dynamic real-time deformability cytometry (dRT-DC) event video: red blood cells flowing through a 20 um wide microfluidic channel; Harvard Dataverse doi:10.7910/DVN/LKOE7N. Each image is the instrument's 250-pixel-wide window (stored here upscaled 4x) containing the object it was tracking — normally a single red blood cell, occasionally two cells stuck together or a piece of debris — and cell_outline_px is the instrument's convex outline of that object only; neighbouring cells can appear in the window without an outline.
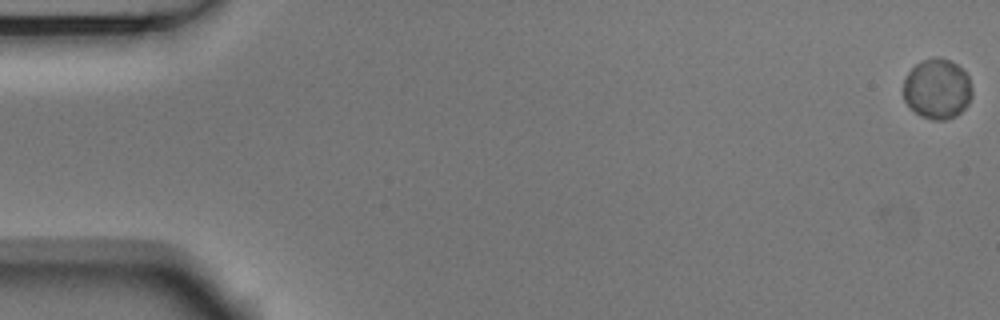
{"species": "Egyptian fruit bat (a non-hibernating species)", "species_latin": "Rousettus aegyptiacus", "temperature_condition": "room temperature", "stored_images_in_passage": 14, "camera_frame_rate_fps": 3000, "um_per_image_px": 0.085, "animal": {"sex": "male"}, "frame": {"image": 1, "passage_image": 1, "time_ms": 0.0, "image_size_px": [1000, 320], "cell_outline_px": [[972, 96], [968, 104], [956, 116], [944, 120], [936, 120], [920, 116], [904, 100], [904, 80], [908, 72], [916, 64], [924, 60], [936, 56], [948, 60], [956, 64], [968, 76], [972, 88]], "centroid_in_image_um": [79.67, 7.56], "position_along_channel_um": 5.3, "area_um2": 23.93}}
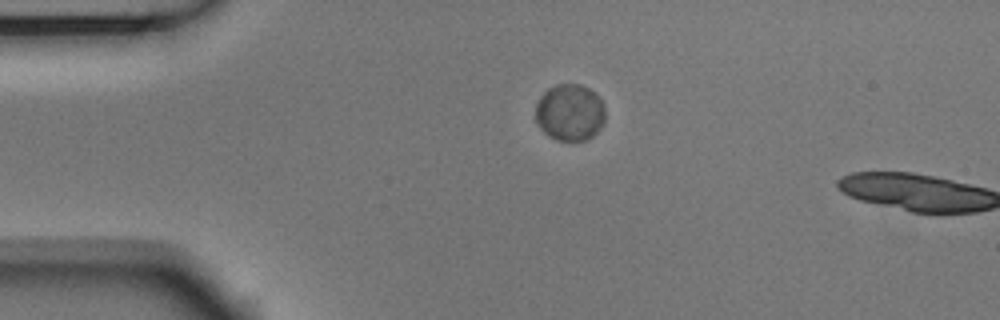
{"frame": {"image": 2, "passage_image": 13, "time_ms": 4.0, "image_size_px": [1000, 320], "cell_outline_px": [[604, 124], [592, 136], [584, 140], [556, 140], [548, 136], [536, 124], [536, 104], [540, 96], [548, 88], [556, 84], [580, 84], [588, 88], [600, 100], [604, 108]], "centroid_in_image_um": [48.4, 9.56], "position_along_channel_um": 36.6, "area_um2": 22.95}}